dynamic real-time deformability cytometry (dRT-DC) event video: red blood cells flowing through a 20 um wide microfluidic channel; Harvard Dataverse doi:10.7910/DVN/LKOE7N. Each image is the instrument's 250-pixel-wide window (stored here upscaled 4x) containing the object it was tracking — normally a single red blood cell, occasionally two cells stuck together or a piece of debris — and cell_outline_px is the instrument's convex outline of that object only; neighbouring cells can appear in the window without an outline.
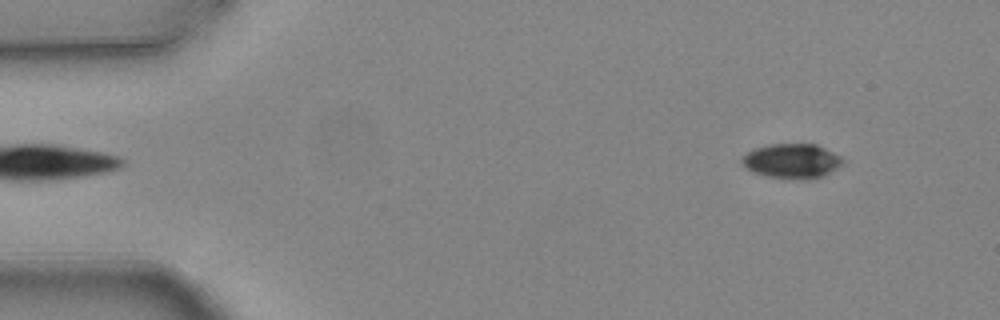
{"species": "common noctule bat (a hibernating species)", "species_latin": "Nyctalus noctula", "temperature_condition": "warm", "stored_images_in_passage": 6, "camera_frame_rate_fps": 3000, "um_per_image_px": 0.085, "animal": {"sex": "female", "body_mass_g": 24.6, "forearm_length_mm": 56.2}, "frame": {"image": 1, "passage_image": 6, "time_ms": 1.667, "image_size_px": [1000, 320], "cell_outline_px": [[844, 160], [836, 168], [820, 176], [768, 176], [752, 172], [740, 160], [748, 152], [756, 148], [768, 144], [816, 144], [840, 156]], "centroid_in_image_um": [67.27, 13.62], "position_along_channel_um": 17.7, "area_um2": 19.13}}